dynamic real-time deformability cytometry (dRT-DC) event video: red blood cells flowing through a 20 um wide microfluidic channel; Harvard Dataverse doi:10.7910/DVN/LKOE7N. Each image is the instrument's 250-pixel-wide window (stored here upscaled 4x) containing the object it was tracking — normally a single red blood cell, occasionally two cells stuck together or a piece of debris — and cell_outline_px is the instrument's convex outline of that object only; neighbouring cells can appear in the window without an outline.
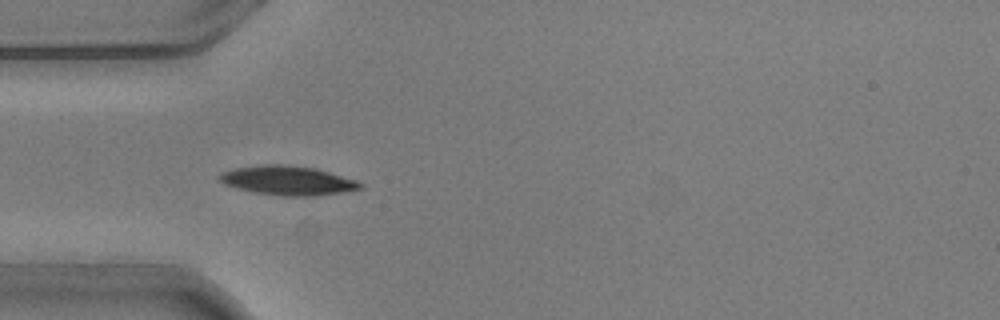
{"species": "common noctule bat (a hibernating species)", "species_latin": "Nyctalus noctula", "temperature_condition": "warm", "stored_images_in_passage": 7, "camera_frame_rate_fps": 3000, "um_per_image_px": 0.085, "animal": {"sex": "male", "body_mass_g": 20.5, "forearm_length_mm": 52.5}, "frame": {"image": 1, "passage_image": 4, "time_ms": 1.0, "image_size_px": [1000, 320], "cell_outline_px": [[364, 188], [344, 192], [316, 196], [280, 196], [256, 192], [224, 184], [216, 176], [220, 172], [236, 168], [260, 164], [280, 164], [316, 168], [356, 180], [364, 184]], "centroid_in_image_um": [24.48, 15.34], "position_along_channel_um": 60.5, "area_um2": 24.04}}
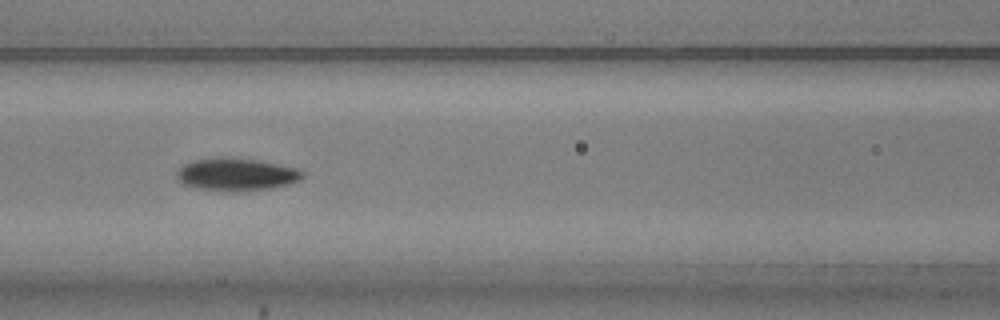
{"frame": {"image": 2, "passage_image": 6, "time_ms": 1.667, "image_size_px": [1000, 320], "cell_outline_px": [[304, 176], [300, 180], [288, 184], [268, 188], [240, 192], [236, 192], [196, 188], [180, 184], [176, 176], [176, 172], [184, 164], [192, 160], [220, 156], [228, 156], [256, 160], [300, 168], [304, 172]], "centroid_in_image_um": [20.07, 14.81], "position_along_channel_um": 146.5, "area_um2": 24.33}}
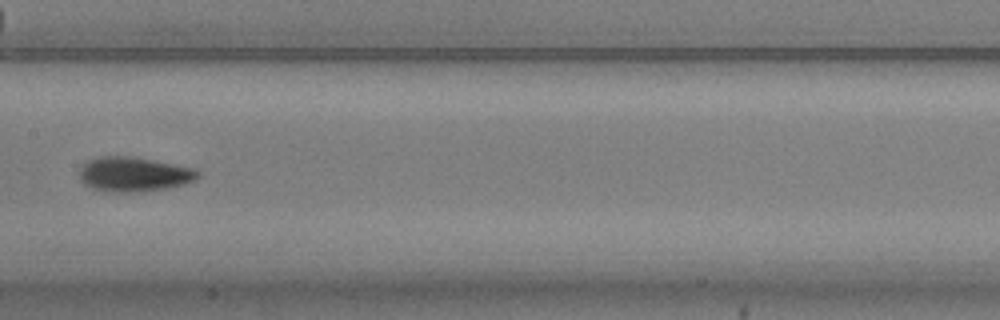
{"frame": {"image": 3, "passage_image": 7, "time_ms": 2.0, "image_size_px": [1000, 320], "cell_outline_px": [[200, 176], [196, 180], [184, 184], [168, 188], [144, 192], [116, 192], [92, 188], [84, 184], [80, 180], [80, 168], [88, 160], [100, 156], [132, 156], [176, 164], [196, 168], [200, 172]], "centroid_in_image_um": [11.43, 14.81], "position_along_channel_um": 196.0, "area_um2": 24.16}}